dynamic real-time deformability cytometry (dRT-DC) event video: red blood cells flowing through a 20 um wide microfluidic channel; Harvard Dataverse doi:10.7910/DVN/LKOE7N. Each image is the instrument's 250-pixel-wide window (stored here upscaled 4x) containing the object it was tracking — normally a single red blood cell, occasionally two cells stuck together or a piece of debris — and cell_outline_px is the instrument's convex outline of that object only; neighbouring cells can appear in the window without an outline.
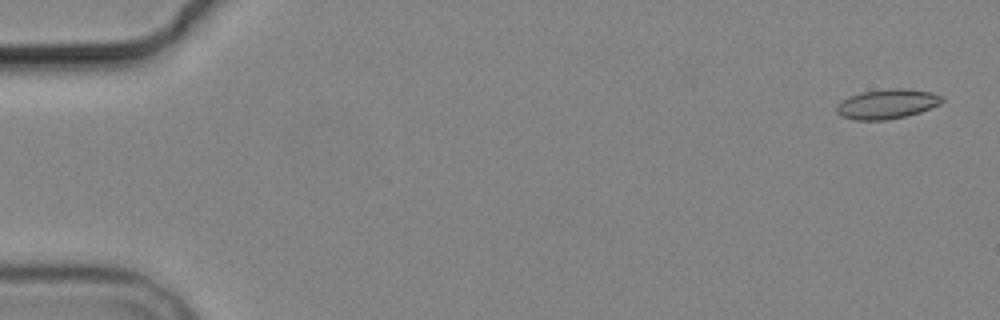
{"species": "common noctule bat (a hibernating species)", "species_latin": "Nyctalus noctula", "temperature_condition": "cold", "stored_images_in_passage": 4, "camera_frame_rate_fps": 3000, "um_per_image_px": 0.085, "animal": {"sex": "male", "body_mass_g": 19.2, "forearm_length_mm": 51.8}, "frame": {"image": 1, "passage_image": 1, "time_ms": 0.0, "image_size_px": [1000, 320], "cell_outline_px": [[944, 100], [940, 104], [920, 112], [908, 116], [888, 120], [856, 120], [840, 116], [836, 112], [836, 104], [840, 100], [848, 96], [860, 92], [888, 88], [908, 88], [932, 92], [944, 96]], "centroid_in_image_um": [75.39, 8.83], "position_along_channel_um": 9.6, "area_um2": 18.73}}